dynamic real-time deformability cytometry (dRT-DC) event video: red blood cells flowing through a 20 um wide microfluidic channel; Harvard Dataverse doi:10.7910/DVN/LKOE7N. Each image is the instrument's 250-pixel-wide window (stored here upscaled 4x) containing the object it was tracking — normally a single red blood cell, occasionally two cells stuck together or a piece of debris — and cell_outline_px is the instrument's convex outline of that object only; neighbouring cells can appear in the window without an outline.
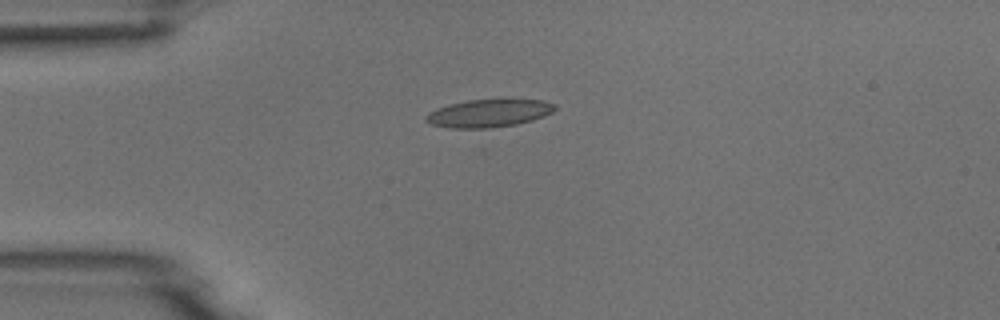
{"species": "common noctule bat (a hibernating species)", "species_latin": "Nyctalus noctula", "temperature_condition": "room temperature", "stored_images_in_passage": 6, "camera_frame_rate_fps": 3000, "um_per_image_px": 0.085, "animal": {"sex": "male", "body_mass_g": 18.8}, "frame": {"image": 1, "passage_image": 4, "time_ms": 5.0, "image_size_px": [1000, 320], "cell_outline_px": [[556, 108], [552, 112], [544, 116], [532, 120], [516, 124], [492, 128], [448, 128], [432, 124], [424, 120], [424, 116], [428, 112], [436, 108], [448, 104], [468, 100], [500, 96], [544, 100], [556, 104]], "centroid_in_image_um": [41.58, 9.57], "position_along_channel_um": 43.4, "area_um2": 22.02}}